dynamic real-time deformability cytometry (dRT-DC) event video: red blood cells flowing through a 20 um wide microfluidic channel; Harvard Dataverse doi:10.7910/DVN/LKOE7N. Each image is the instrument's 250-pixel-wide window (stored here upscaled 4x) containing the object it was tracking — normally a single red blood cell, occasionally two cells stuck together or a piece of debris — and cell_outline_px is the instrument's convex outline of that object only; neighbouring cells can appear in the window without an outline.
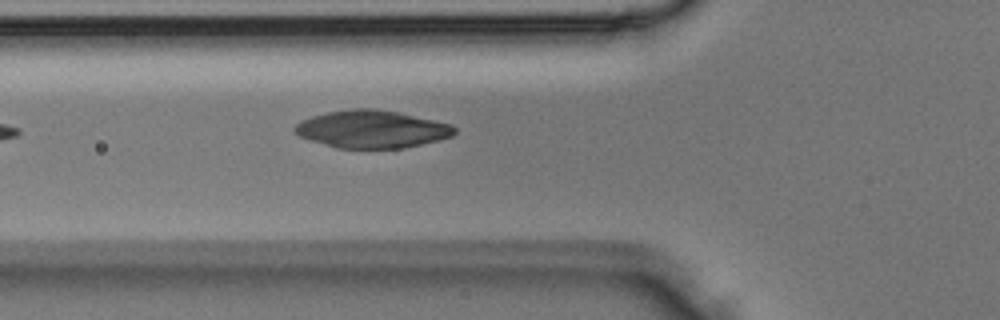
{"species": "Egyptian fruit bat (a non-hibernating species)", "species_latin": "Rousettus aegyptiacus", "temperature_condition": "room temperature", "stored_images_in_passage": 4, "camera_frame_rate_fps": 3000, "um_per_image_px": 0.085, "animal": {"sex": "male"}, "frame": {"image": 1, "passage_image": 4, "time_ms": 1.0, "image_size_px": [1000, 320], "cell_outline_px": [[456, 132], [452, 136], [440, 140], [404, 148], [336, 148], [300, 136], [292, 132], [292, 128], [300, 120], [312, 116], [328, 112], [352, 108], [376, 108], [396, 112], [452, 124], [456, 128]], "centroid_in_image_um": [31.6, 10.98], "position_along_channel_um": 94.2, "area_um2": 35.03}}